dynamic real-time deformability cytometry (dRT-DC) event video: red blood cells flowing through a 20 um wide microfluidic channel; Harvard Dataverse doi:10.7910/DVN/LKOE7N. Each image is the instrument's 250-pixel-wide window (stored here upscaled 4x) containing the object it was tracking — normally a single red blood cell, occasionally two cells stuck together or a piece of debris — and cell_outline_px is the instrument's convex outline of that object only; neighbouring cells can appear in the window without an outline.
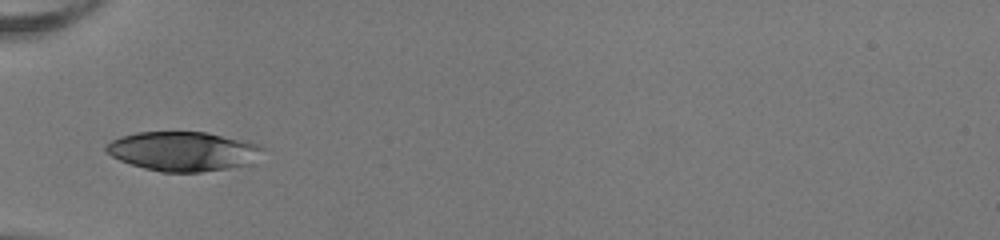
{"species": "human", "species_latin": "Homo sapiens", "temperature_condition": "room temperature", "stored_images_in_passage": 22, "camera_frame_rate_fps": 3000, "um_per_image_px": 0.085, "donor": {"sex": "female"}, "frame": {"image": 1, "passage_image": 1, "time_ms": 0.0, "image_size_px": [1000, 240], "cell_outline_px": [[264, 148], [252, 164], [228, 168], [200, 172], [160, 172], [144, 168], [120, 160], [104, 152], [104, 148], [112, 140], [120, 136], [136, 132], [208, 132], [248, 140], [260, 144]], "centroid_in_image_um": [15.59, 12.85], "position_along_channel_um": 69.4, "area_um2": 36.24}}
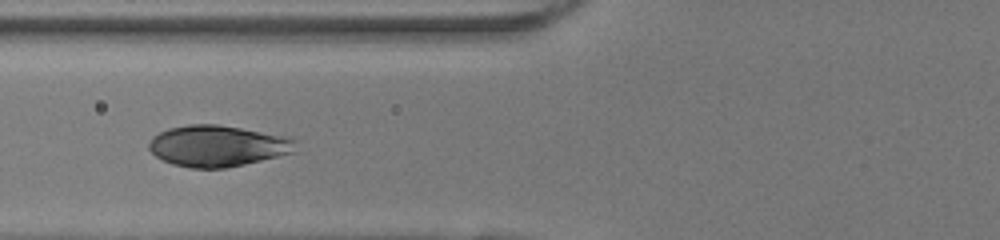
{"frame": {"image": 2, "passage_image": 4, "time_ms": 1.0, "image_size_px": [1000, 240], "cell_outline_px": [[300, 140], [296, 152], [244, 164], [224, 168], [188, 168], [172, 164], [156, 156], [148, 148], [148, 144], [152, 136], [168, 128], [188, 124], [220, 124], [288, 136]], "centroid_in_image_um": [18.55, 12.39], "position_along_channel_um": 107.3, "area_um2": 35.72}}